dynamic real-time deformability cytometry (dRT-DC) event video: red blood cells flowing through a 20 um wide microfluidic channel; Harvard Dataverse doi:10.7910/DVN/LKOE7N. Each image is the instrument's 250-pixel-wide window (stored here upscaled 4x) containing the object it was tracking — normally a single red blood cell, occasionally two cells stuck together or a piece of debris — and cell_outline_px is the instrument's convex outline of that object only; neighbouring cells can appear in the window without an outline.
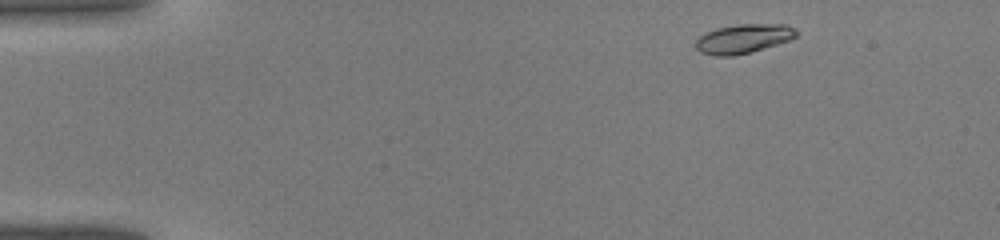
{"species": "common noctule bat (a hibernating species)", "species_latin": "Nyctalus noctula", "temperature_condition": "warm", "stored_images_in_passage": 40, "camera_frame_rate_fps": 3000, "um_per_image_px": 0.085, "animal": {"sex": "male", "body_mass_g": 19.0, "forearm_length_mm": 50.8}, "frame": {"image": 1, "passage_image": 2, "time_ms": 0.333, "image_size_px": [1000, 240], "cell_outline_px": [[800, 32], [796, 36], [788, 40], [776, 44], [748, 52], [732, 56], [716, 56], [700, 52], [696, 48], [696, 40], [704, 32], [716, 28], [740, 24], [788, 24]], "centroid_in_image_um": [63.18, 3.27], "position_along_channel_um": 21.8, "area_um2": 16.99}}
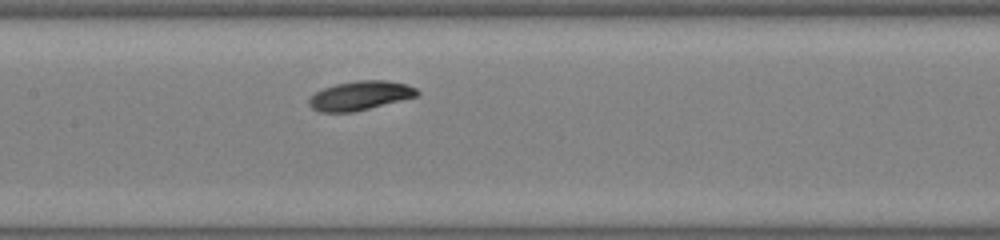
{"frame": {"image": 2, "passage_image": 18, "time_ms": 5.667, "image_size_px": [1000, 240], "cell_outline_px": [[420, 92], [416, 96], [352, 112], [320, 112], [312, 108], [308, 104], [308, 100], [316, 92], [324, 88], [336, 84], [356, 80], [388, 80], [408, 84], [416, 88]], "centroid_in_image_um": [30.61, 8.11], "position_along_channel_um": 176.8, "area_um2": 18.15}}
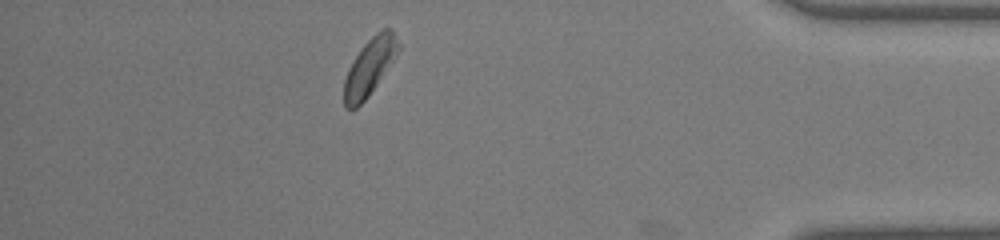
{"frame": {"image": 3, "passage_image": 35, "time_ms": 11.333, "image_size_px": [1000, 240], "cell_outline_px": [[400, 48], [368, 96], [356, 108], [344, 108], [344, 80], [348, 68], [364, 44], [376, 32], [384, 28], [392, 28], [400, 44]], "centroid_in_image_um": [31.4, 5.66], "position_along_channel_um": 403.8, "area_um2": 17.51}}